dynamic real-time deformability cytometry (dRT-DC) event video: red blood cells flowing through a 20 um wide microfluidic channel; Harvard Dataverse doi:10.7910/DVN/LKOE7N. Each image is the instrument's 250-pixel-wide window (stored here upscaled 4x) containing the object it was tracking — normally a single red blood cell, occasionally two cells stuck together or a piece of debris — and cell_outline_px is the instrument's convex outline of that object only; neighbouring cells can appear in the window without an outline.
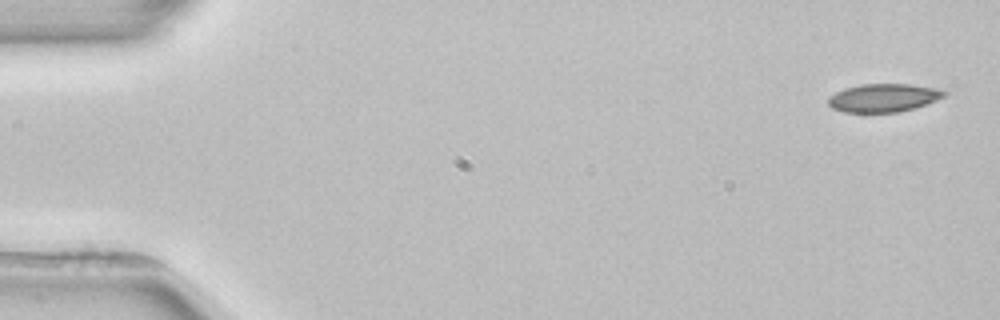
{"species": "common noctule bat (a hibernating species)", "species_latin": "Nyctalus noctula", "temperature_condition": "room temperature", "stored_images_in_passage": 5, "camera_frame_rate_fps": 3000, "um_per_image_px": 0.085, "animal": {"sex": "female", "body_mass_g": 22.7, "forearm_length_mm": 54.2}, "frame": {"image": 1, "passage_image": 1, "time_ms": 0.0, "image_size_px": [1000, 320], "cell_outline_px": [[948, 92], [944, 96], [936, 100], [916, 108], [900, 112], [844, 112], [832, 108], [828, 104], [828, 96], [844, 88], [860, 84], [912, 84], [940, 88]], "centroid_in_image_um": [75.11, 8.31], "position_along_channel_um": 9.9, "area_um2": 19.31}}
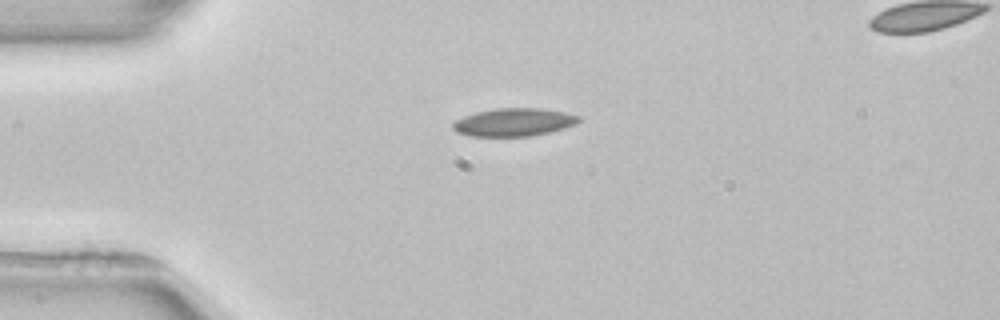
{"frame": {"image": 2, "passage_image": 3, "time_ms": 3.667, "image_size_px": [1000, 320], "cell_outline_px": [[580, 120], [576, 124], [564, 128], [532, 136], [468, 136], [456, 132], [452, 128], [452, 124], [456, 120], [464, 116], [476, 112], [496, 108], [540, 108], [564, 112], [580, 116]], "centroid_in_image_um": [43.66, 10.39], "position_along_channel_um": 41.3, "area_um2": 20.52}}